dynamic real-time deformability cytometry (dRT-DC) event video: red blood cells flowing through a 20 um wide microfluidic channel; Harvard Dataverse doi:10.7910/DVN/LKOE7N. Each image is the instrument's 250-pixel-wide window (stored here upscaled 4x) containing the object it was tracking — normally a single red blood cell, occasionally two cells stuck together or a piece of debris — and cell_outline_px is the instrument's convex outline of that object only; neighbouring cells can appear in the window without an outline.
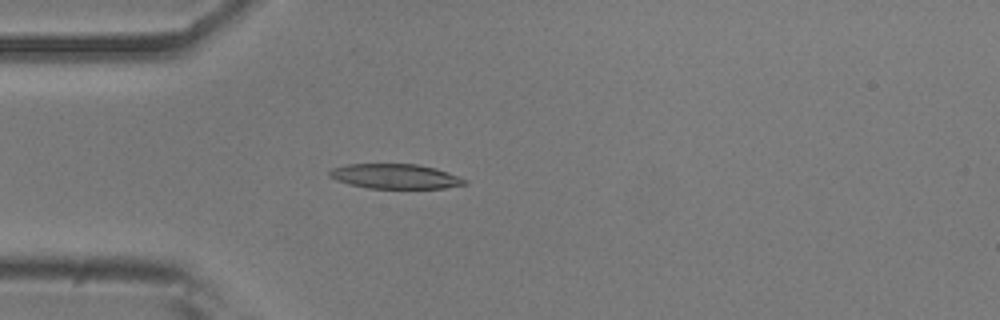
{"species": "common noctule bat (a hibernating species)", "species_latin": "Nyctalus noctula", "temperature_condition": "room temperature", "stored_images_in_passage": 51, "camera_frame_rate_fps": 3000, "um_per_image_px": 0.085, "animal": {"sex": "male", "body_mass_g": 20.5, "forearm_length_mm": 52.5}, "frame": {"image": 1, "passage_image": 12, "time_ms": 3.667, "image_size_px": [1000, 320], "cell_outline_px": [[468, 184], [444, 188], [368, 188], [336, 180], [328, 176], [328, 172], [332, 168], [348, 164], [416, 164], [436, 168], [448, 172], [468, 180]], "centroid_in_image_um": [33.62, 14.98], "position_along_channel_um": 51.4, "area_um2": 19.48}}
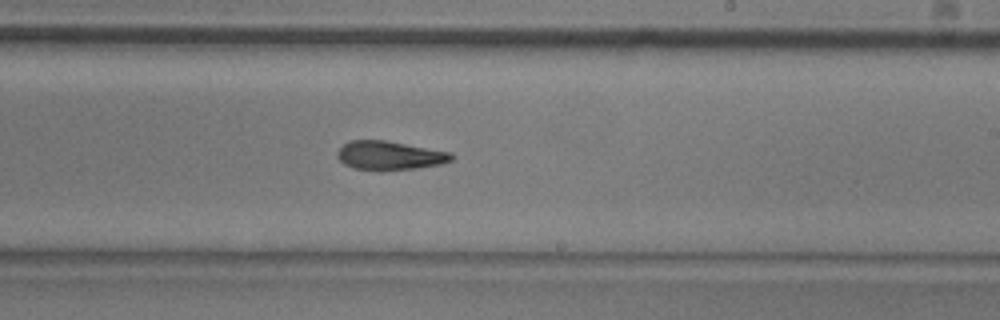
{"frame": {"image": 2, "passage_image": 29, "time_ms": 9.333, "image_size_px": [1000, 320], "cell_outline_px": [[456, 156], [452, 160], [440, 164], [416, 168], [352, 168], [344, 164], [336, 156], [336, 152], [348, 140], [384, 140], [452, 152]], "centroid_in_image_um": [33.13, 13.18], "position_along_channel_um": 255.9, "area_um2": 18.67}}
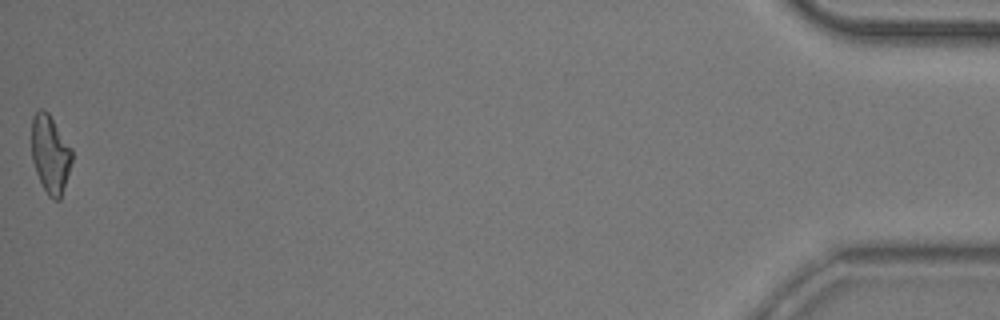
{"frame": {"image": 3, "passage_image": 51, "time_ms": 16.667, "image_size_px": [1000, 320], "cell_outline_px": [[72, 160], [60, 200], [52, 200], [48, 196], [36, 172], [32, 160], [32, 116], [40, 108], [44, 108], [48, 112], [72, 148]], "centroid_in_image_um": [4.27, 13.08], "position_along_channel_um": 430.9, "area_um2": 18.32}, "authors_computed_cell_mechanics": {"area_um2": 19.2474, "velocity_mm_per_s": 3.7416, "shape_relaxation_time_tau1_ms": 7.4122, "shape_relaxation_time_tau2_ms": 8.7283, "deformation_change_tau1": 0.2047, "deformation_change_tau2": 0.1915}}